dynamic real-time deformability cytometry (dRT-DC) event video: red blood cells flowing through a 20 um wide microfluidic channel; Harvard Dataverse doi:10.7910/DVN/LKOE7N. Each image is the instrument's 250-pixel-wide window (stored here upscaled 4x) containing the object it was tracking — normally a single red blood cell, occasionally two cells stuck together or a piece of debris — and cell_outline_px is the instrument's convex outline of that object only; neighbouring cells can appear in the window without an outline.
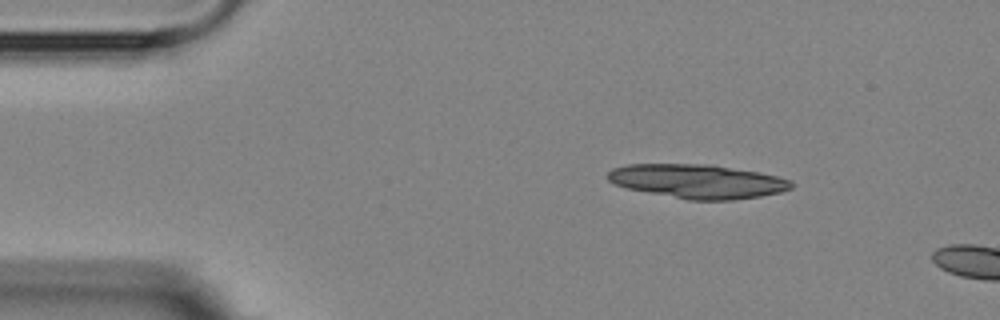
{"species": "Egyptian fruit bat (a non-hibernating species)", "species_latin": "Rousettus aegyptiacus", "temperature_condition": "room temperature", "stored_images_in_passage": 3, "camera_frame_rate_fps": 3000, "um_per_image_px": 0.085, "animal": {"sex": "female"}, "frame": {"image": 1, "passage_image": 2, "time_ms": 1.333, "image_size_px": [1000, 320], "cell_outline_px": [[792, 188], [780, 192], [760, 196], [732, 200], [688, 200], [628, 188], [616, 184], [608, 180], [604, 176], [612, 168], [628, 164], [708, 164], [760, 172], [792, 180]], "centroid_in_image_um": [59.29, 15.4], "position_along_channel_um": 25.7, "area_um2": 36.3}}